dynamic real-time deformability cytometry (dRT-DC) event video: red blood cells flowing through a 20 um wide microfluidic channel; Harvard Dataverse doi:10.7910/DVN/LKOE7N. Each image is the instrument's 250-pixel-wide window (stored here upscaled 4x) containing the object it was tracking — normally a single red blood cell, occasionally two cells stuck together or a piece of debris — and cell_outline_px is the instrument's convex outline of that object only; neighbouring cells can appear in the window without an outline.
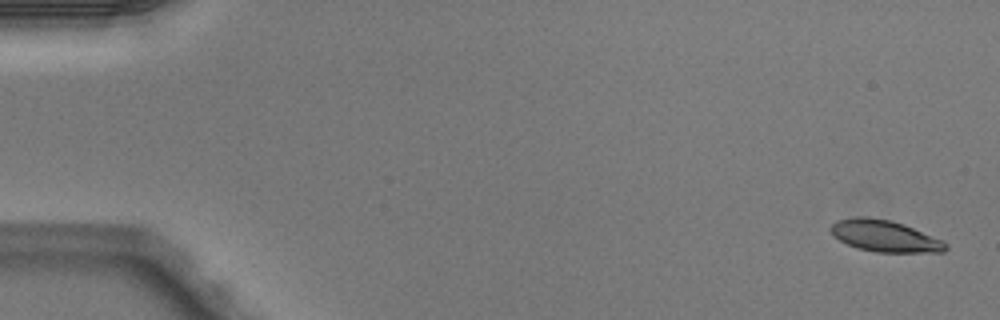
{"species": "Egyptian fruit bat (a non-hibernating species)", "species_latin": "Rousettus aegyptiacus", "temperature_condition": "warm", "stored_images_in_passage": 6, "camera_frame_rate_fps": 3000, "um_per_image_px": 0.085, "animal": {"sex": "male"}, "frame": {"image": 1, "passage_image": 1, "time_ms": 0.0, "image_size_px": [1000, 320], "cell_outline_px": [[948, 248], [944, 252], [876, 252], [856, 248], [832, 236], [828, 228], [836, 220], [856, 216], [868, 216], [892, 220], [904, 224], [944, 240], [948, 244]], "centroid_in_image_um": [75.19, 20.05], "position_along_channel_um": 9.8, "area_um2": 21.56}}
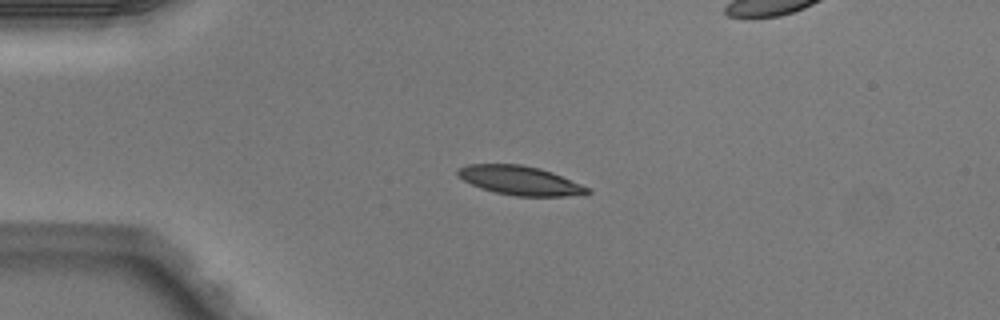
{"frame": {"image": 2, "passage_image": 4, "time_ms": 1.0, "image_size_px": [1000, 320], "cell_outline_px": [[592, 192], [584, 196], [516, 196], [496, 192], [480, 188], [464, 180], [456, 172], [456, 168], [468, 164], [520, 164], [540, 168], [552, 172], [580, 184], [588, 188]], "centroid_in_image_um": [44.22, 15.34], "position_along_channel_um": 40.8, "area_um2": 21.96}}